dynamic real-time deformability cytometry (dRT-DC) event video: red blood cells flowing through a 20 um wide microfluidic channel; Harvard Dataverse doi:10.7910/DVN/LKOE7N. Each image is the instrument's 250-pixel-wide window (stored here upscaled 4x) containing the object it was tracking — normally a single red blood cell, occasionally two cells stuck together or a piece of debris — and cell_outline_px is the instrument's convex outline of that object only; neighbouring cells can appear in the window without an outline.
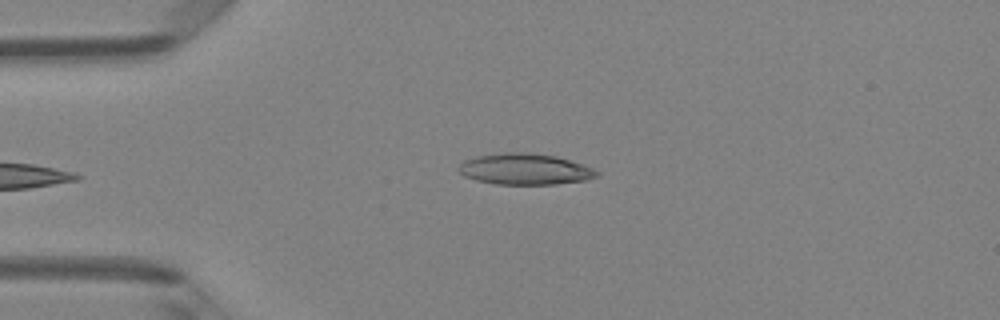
{"species": "Egyptian fruit bat (a non-hibernating species)", "species_latin": "Rousettus aegyptiacus", "temperature_condition": "room temperature", "stored_images_in_passage": 34, "camera_frame_rate_fps": 3000, "um_per_image_px": 0.085, "animal": {"sex": "female"}, "frame": {"image": 1, "passage_image": 1, "time_ms": 0.0, "image_size_px": [1000, 320], "cell_outline_px": [[600, 176], [588, 180], [556, 184], [496, 184], [476, 180], [464, 176], [456, 168], [464, 160], [476, 156], [504, 152], [528, 152], [556, 156], [592, 168], [600, 172]], "centroid_in_image_um": [44.61, 14.38], "position_along_channel_um": 40.4, "area_um2": 25.14}}
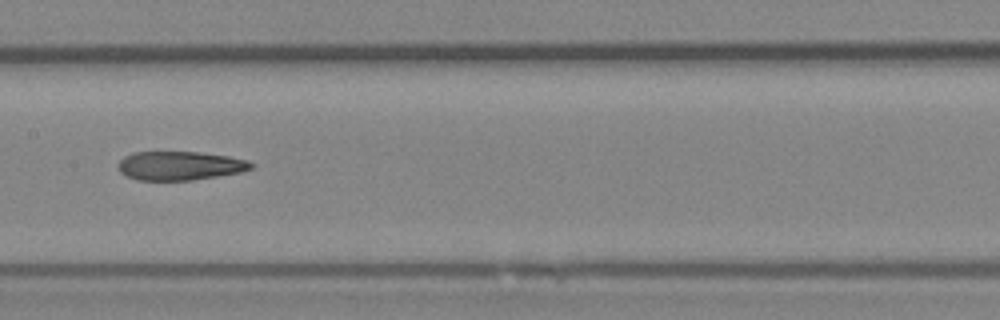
{"frame": {"image": 2, "passage_image": 14, "time_ms": 4.333, "image_size_px": [1000, 320], "cell_outline_px": [[256, 164], [252, 168], [240, 172], [192, 180], [136, 180], [120, 172], [120, 160], [124, 156], [132, 152], [196, 152], [228, 156], [248, 160]], "centroid_in_image_um": [15.31, 14.08], "position_along_channel_um": 192.1, "area_um2": 22.2}}
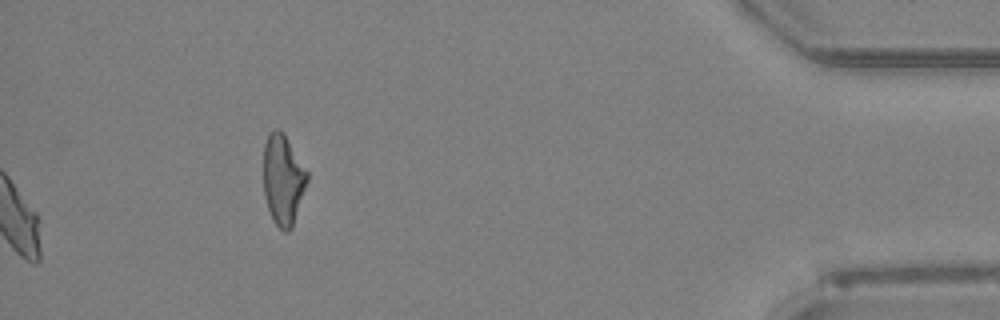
{"frame": {"image": 3, "passage_image": 34, "time_ms": 11.0, "image_size_px": [1000, 320], "cell_outline_px": [[308, 180], [292, 228], [288, 232], [284, 232], [272, 220], [264, 196], [264, 144], [268, 132], [272, 128], [280, 128], [284, 132], [308, 172]], "centroid_in_image_um": [24.05, 15.23], "position_along_channel_um": 411.1, "area_um2": 23.29}, "authors_computed_cell_mechanics": {"area_um2": 23.0911, "velocity_mm_per_s": 4.1574, "shape_relaxation_time_tau1_ms": null, "shape_relaxation_time_tau2_ms": 3.8015, "deformation_change_tau1": null, "deformation_change_tau2": 0.1546}}